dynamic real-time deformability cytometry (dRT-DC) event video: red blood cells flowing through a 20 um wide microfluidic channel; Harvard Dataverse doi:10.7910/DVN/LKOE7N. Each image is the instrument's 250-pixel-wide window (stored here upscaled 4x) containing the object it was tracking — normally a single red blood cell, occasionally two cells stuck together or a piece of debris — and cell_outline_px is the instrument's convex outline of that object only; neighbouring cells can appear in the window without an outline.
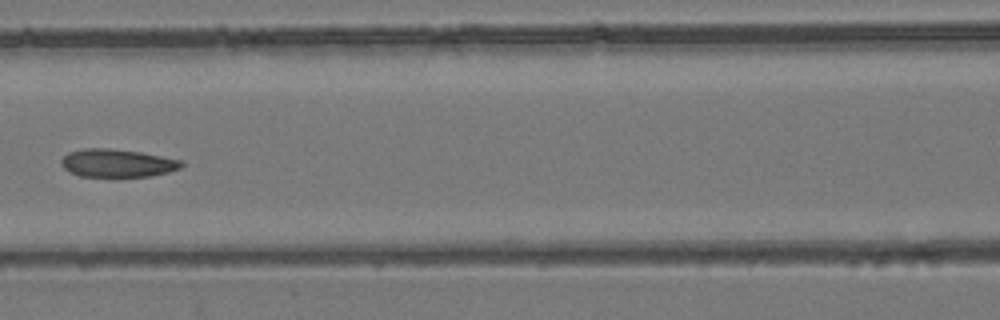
{"species": "common noctule bat (a hibernating species)", "species_latin": "Nyctalus noctula", "temperature_condition": "room temperature", "stored_images_in_passage": 5, "camera_frame_rate_fps": 3000, "um_per_image_px": 0.085, "animal": {"sex": "female", "body_mass_g": 24.6, "forearm_length_mm": 56.2}, "frame": {"image": 1, "passage_image": 4, "time_ms": 5.0, "image_size_px": [1000, 320], "cell_outline_px": [[184, 164], [180, 168], [168, 172], [148, 176], [116, 180], [80, 176], [68, 172], [60, 164], [60, 160], [68, 152], [84, 148], [108, 148], [140, 152], [184, 160]], "centroid_in_image_um": [9.94, 13.91], "position_along_channel_um": 156.7, "area_um2": 20.63}}
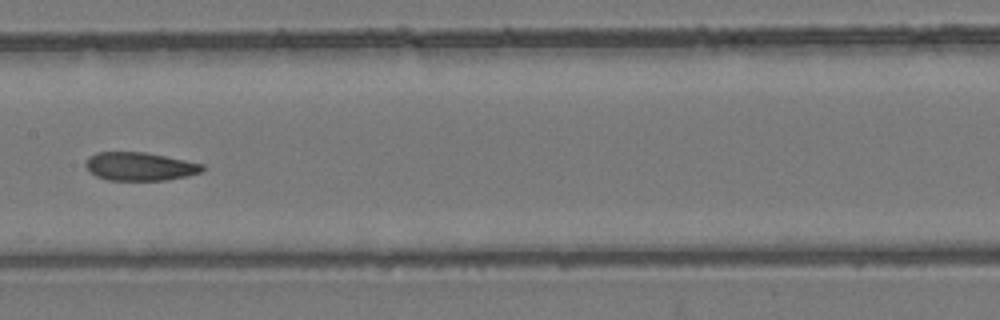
{"frame": {"image": 2, "passage_image": 5, "time_ms": 6.0, "image_size_px": [1000, 320], "cell_outline_px": [[204, 168], [200, 172], [188, 176], [168, 180], [108, 180], [96, 176], [84, 164], [88, 156], [96, 152], [144, 152], [204, 164]], "centroid_in_image_um": [11.87, 14.15], "position_along_channel_um": 195.5, "area_um2": 19.19}}